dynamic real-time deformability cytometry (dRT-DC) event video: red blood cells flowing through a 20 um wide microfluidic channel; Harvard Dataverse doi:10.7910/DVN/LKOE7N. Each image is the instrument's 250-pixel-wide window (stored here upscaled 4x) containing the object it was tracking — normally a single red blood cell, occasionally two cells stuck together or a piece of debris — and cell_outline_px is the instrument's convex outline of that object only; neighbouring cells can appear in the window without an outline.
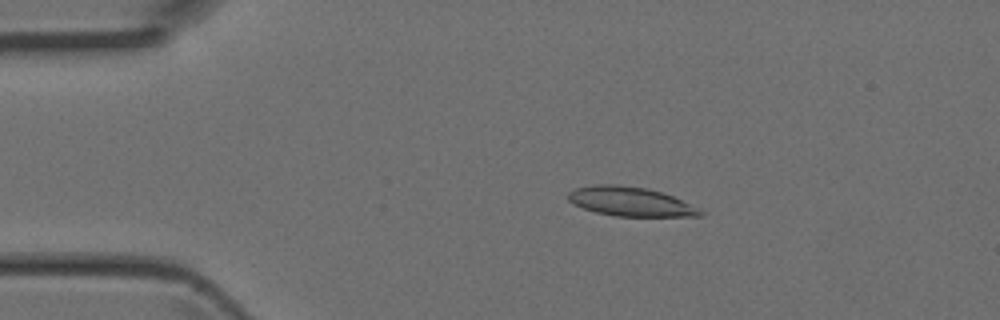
{"species": "Egyptian fruit bat (a non-hibernating species)", "species_latin": "Rousettus aegyptiacus", "temperature_condition": "room temperature", "stored_images_in_passage": 4, "camera_frame_rate_fps": 3000, "um_per_image_px": 0.085, "animal": {"sex": "female"}, "frame": {"image": 1, "passage_image": 3, "time_ms": 0.667, "image_size_px": [1000, 320], "cell_outline_px": [[704, 216], [616, 216], [596, 212], [584, 208], [568, 200], [568, 192], [576, 188], [596, 184], [616, 184], [648, 188], [672, 196], [700, 208], [704, 212]], "centroid_in_image_um": [53.61, 17.13], "position_along_channel_um": 31.4, "area_um2": 22.37}}